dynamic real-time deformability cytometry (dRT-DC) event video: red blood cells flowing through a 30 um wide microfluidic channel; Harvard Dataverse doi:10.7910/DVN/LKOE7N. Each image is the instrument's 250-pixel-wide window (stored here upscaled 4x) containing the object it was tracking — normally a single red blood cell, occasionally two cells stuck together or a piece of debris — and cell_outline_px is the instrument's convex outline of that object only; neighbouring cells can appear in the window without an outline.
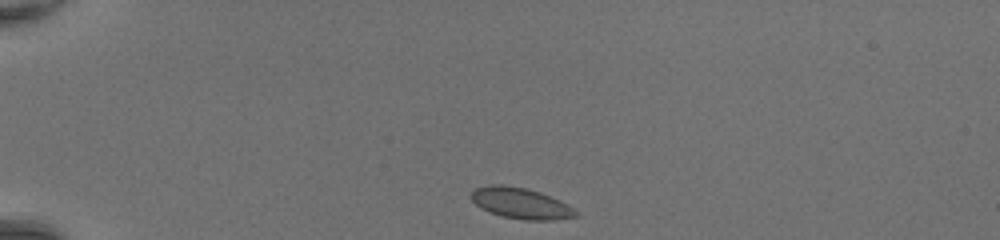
{"species": "common noctule bat (a hibernating species)", "species_latin": "Nyctalus noctula", "temperature_condition": "room temperature", "stored_images_in_passage": 37, "camera_frame_rate_fps": 3000, "um_per_image_px": 0.085, "animal": {"sex": "female", "body_mass_g": 20.0, "forearm_length_mm": 54.0}, "frame": {"image": 1, "passage_image": 1, "time_ms": 0.0, "image_size_px": [1000, 240], "cell_outline_px": [[580, 216], [552, 220], [524, 220], [504, 216], [480, 208], [472, 200], [472, 192], [476, 188], [488, 184], [500, 184], [528, 188], [540, 192], [560, 200], [568, 204], [580, 212]], "centroid_in_image_um": [44.33, 17.27], "position_along_channel_um": 40.7, "area_um2": 18.96}}
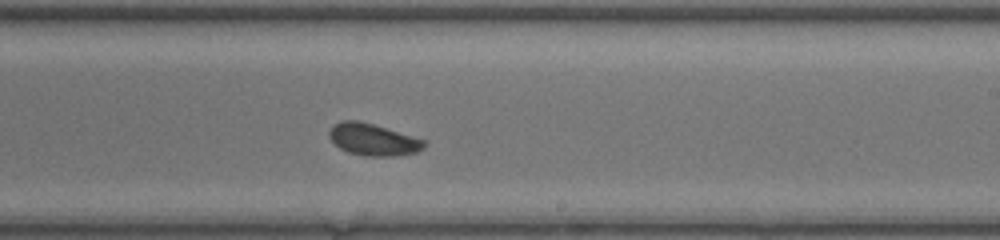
{"frame": {"image": 2, "passage_image": 20, "time_ms": 6.333, "image_size_px": [1000, 240], "cell_outline_px": [[428, 144], [424, 148], [416, 152], [392, 156], [364, 156], [348, 152], [340, 148], [328, 136], [328, 132], [340, 120], [360, 120], [428, 140]], "centroid_in_image_um": [31.76, 11.86], "position_along_channel_um": 257.2, "area_um2": 17.8}}
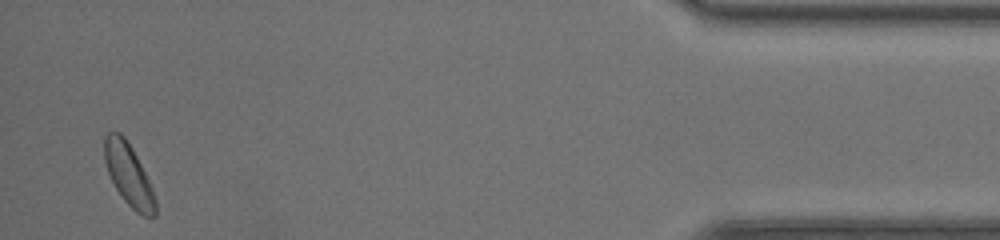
{"frame": {"image": 3, "passage_image": 36, "time_ms": 11.667, "image_size_px": [1000, 240], "cell_outline_px": [[156, 216], [144, 216], [136, 212], [124, 200], [116, 188], [108, 172], [104, 160], [104, 136], [108, 132], [120, 132], [124, 136], [132, 148], [152, 188], [156, 200]], "centroid_in_image_um": [10.93, 14.84], "position_along_channel_um": 424.3, "area_um2": 18.09}, "authors_computed_cell_mechanics": {"area_um2": 17.8602, "velocity_mm_per_s": 4.3633, "shape_relaxation_time_tau1_ms": 4.8293, "shape_relaxation_time_tau2_ms": 1.9132, "deformation_change_tau1": 0.1189, "deformation_change_tau2": 0.0444}}